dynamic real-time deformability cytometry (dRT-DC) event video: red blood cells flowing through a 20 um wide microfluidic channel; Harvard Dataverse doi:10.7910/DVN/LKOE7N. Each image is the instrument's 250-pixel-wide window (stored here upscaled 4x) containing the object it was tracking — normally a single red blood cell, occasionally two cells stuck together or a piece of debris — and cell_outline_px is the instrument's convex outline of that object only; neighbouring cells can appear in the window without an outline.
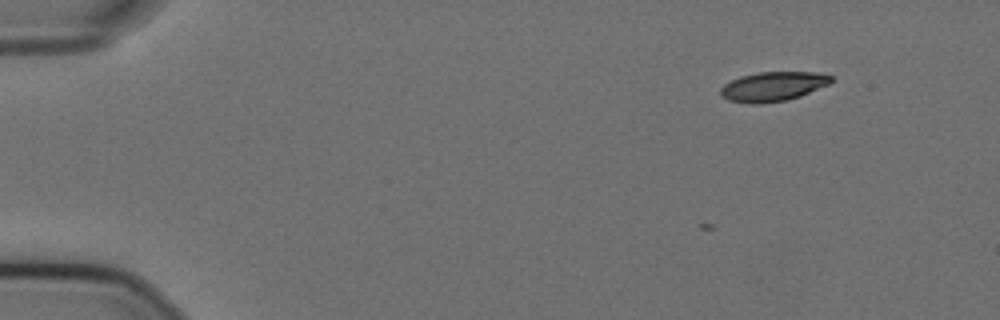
{"species": "Egyptian fruit bat (a non-hibernating species)", "species_latin": "Rousettus aegyptiacus", "temperature_condition": "cold", "stored_images_in_passage": 4, "camera_frame_rate_fps": 3000, "um_per_image_px": 0.085, "animal": {"sex": "female"}, "frame": {"image": 1, "passage_image": 1, "time_ms": 0.0, "image_size_px": [1000, 320], "cell_outline_px": [[832, 80], [828, 84], [800, 96], [788, 100], [760, 104], [748, 104], [728, 100], [720, 96], [720, 88], [724, 84], [740, 76], [760, 72], [816, 72], [832, 76]], "centroid_in_image_um": [65.66, 7.36], "position_along_channel_um": 19.3, "area_um2": 19.02}}